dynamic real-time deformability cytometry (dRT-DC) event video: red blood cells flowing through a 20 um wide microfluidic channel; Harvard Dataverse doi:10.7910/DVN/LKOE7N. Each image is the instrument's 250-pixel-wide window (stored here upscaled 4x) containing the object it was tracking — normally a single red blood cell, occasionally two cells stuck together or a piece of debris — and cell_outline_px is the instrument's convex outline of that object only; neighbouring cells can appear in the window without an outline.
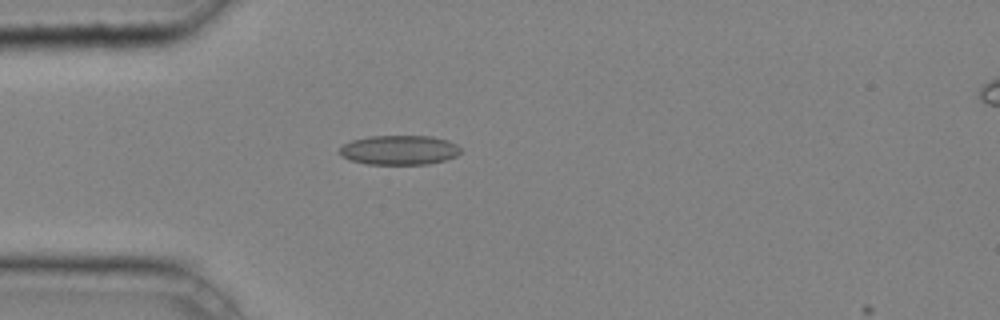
{"species": "common noctule bat (a hibernating species)", "species_latin": "Nyctalus noctula", "temperature_condition": "cold", "stored_images_in_passage": 12, "camera_frame_rate_fps": 3000, "um_per_image_px": 0.085, "animal": {"sex": "male", "body_mass_g": 20.4}, "frame": {"image": 1, "passage_image": 10, "time_ms": 3.0, "image_size_px": [1000, 320], "cell_outline_px": [[460, 152], [456, 156], [444, 160], [428, 164], [368, 164], [352, 160], [340, 156], [340, 148], [344, 144], [352, 140], [368, 136], [432, 136], [448, 140], [456, 144], [460, 148]], "centroid_in_image_um": [33.94, 12.75], "position_along_channel_um": 51.1, "area_um2": 20.75}}